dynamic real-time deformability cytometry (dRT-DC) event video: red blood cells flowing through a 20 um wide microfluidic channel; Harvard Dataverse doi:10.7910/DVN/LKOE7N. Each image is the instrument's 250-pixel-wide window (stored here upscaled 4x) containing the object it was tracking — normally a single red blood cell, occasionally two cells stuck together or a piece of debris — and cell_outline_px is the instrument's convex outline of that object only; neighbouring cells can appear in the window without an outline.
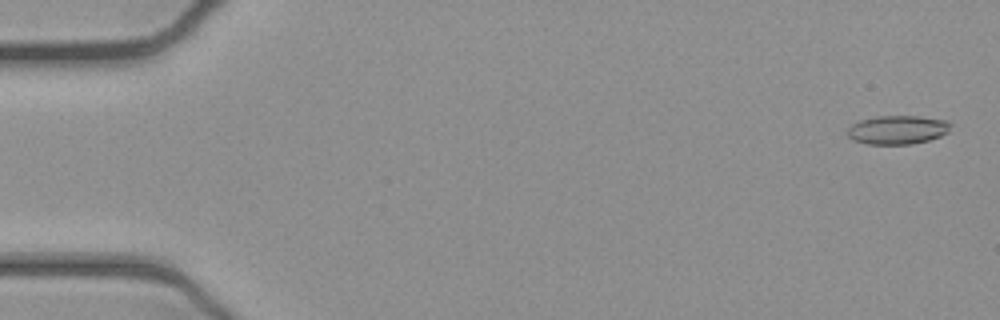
{"species": "common noctule bat (a hibernating species)", "species_latin": "Nyctalus noctula", "temperature_condition": "cold", "stored_images_in_passage": 53, "camera_frame_rate_fps": 3000, "um_per_image_px": 0.085, "animal": {"sex": "female", "body_mass_g": 21.9}, "frame": {"image": 1, "passage_image": 2, "time_ms": 0.333, "image_size_px": [1000, 320], "cell_outline_px": [[952, 124], [948, 132], [940, 136], [928, 140], [912, 144], [868, 144], [852, 140], [848, 136], [848, 128], [852, 124], [860, 120], [876, 116], [920, 116], [948, 120]], "centroid_in_image_um": [76.3, 11.03], "position_along_channel_um": 8.7, "area_um2": 17.4}}
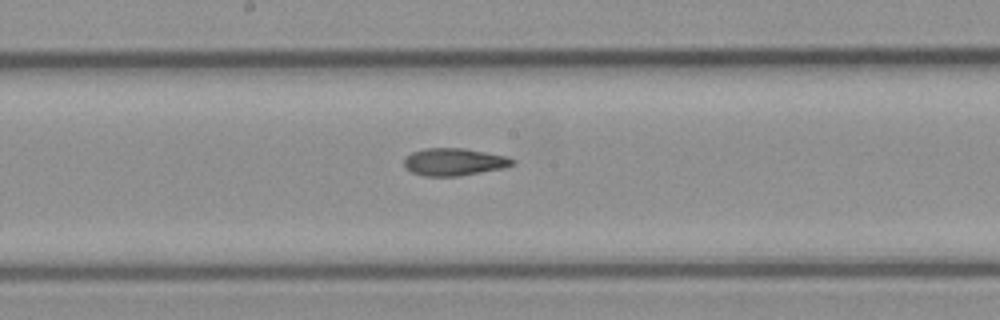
{"frame": {"image": 2, "passage_image": 28, "time_ms": 9.0, "image_size_px": [1000, 320], "cell_outline_px": [[516, 164], [504, 168], [460, 176], [424, 176], [412, 172], [404, 168], [404, 160], [412, 152], [424, 148], [464, 148], [508, 156], [516, 160]], "centroid_in_image_um": [38.64, 13.76], "position_along_channel_um": 209.6, "area_um2": 17.51}}
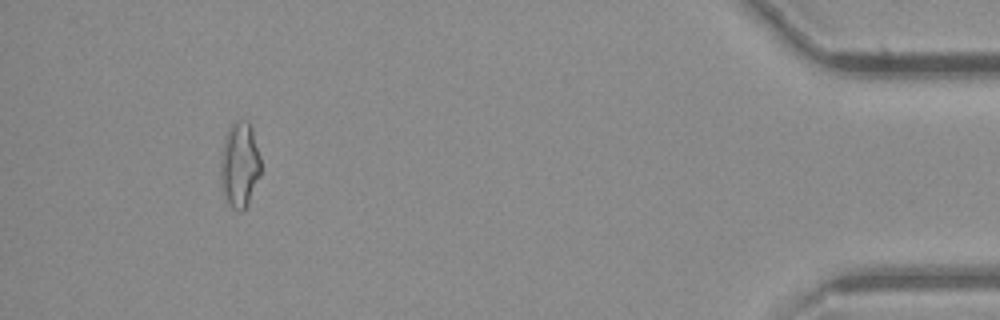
{"frame": {"image": 3, "passage_image": 49, "time_ms": 16.0, "image_size_px": [1000, 320], "cell_outline_px": [[260, 172], [248, 204], [240, 212], [236, 212], [232, 208], [224, 196], [220, 188], [220, 156], [224, 140], [228, 128], [236, 120], [248, 120], [252, 128], [260, 156]], "centroid_in_image_um": [20.34, 14.01], "position_along_channel_um": 414.9, "area_um2": 20.23}, "authors_computed_cell_mechanics": {"area_um2": 17.6868, "velocity_mm_per_s": 3.9221, "shape_relaxation_time_tau1_ms": null, "shape_relaxation_time_tau2_ms": 3.6789, "deformation_change_tau1": null, "deformation_change_tau2": 0.1263}}